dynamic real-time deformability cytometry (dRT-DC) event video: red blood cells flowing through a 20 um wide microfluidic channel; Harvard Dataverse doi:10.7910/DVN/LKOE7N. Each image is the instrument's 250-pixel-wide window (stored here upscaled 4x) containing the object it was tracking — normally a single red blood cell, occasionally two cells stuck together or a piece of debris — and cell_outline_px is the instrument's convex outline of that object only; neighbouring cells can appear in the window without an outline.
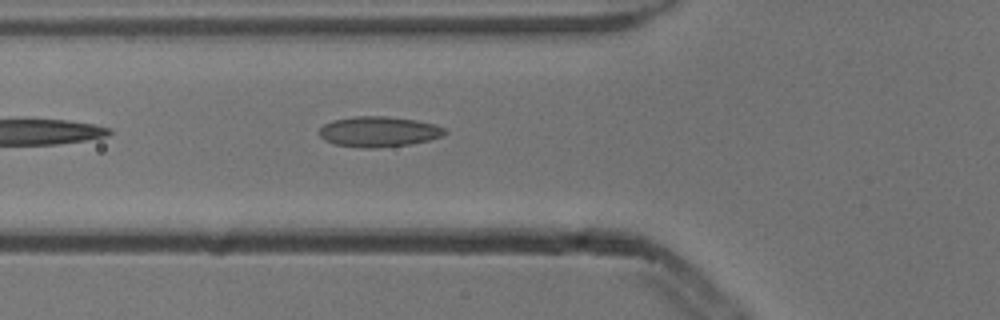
{"species": "common noctule bat (a hibernating species)", "species_latin": "Nyctalus noctula", "temperature_condition": "cold", "stored_images_in_passage": 3, "camera_frame_rate_fps": 3000, "um_per_image_px": 0.085, "animal": {"sex": "male", "body_mass_g": 13.3}, "frame": {"image": 1, "passage_image": 3, "time_ms": 0.667, "image_size_px": [1000, 320], "cell_outline_px": [[448, 132], [444, 136], [428, 140], [408, 144], [376, 148], [360, 148], [336, 144], [324, 140], [320, 136], [320, 128], [324, 124], [332, 120], [356, 116], [384, 116], [416, 120], [432, 124], [444, 128]], "centroid_in_image_um": [32.18, 11.19], "position_along_channel_um": 93.6, "area_um2": 22.14}}